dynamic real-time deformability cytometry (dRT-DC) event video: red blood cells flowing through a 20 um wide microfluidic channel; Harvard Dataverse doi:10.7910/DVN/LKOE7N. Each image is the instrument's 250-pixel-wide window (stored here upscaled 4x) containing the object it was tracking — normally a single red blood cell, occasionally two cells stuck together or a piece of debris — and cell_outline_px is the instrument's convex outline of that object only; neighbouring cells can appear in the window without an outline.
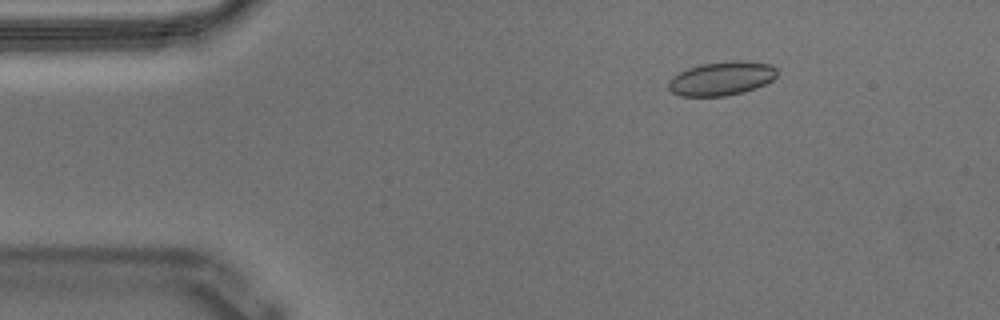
{"species": "Egyptian fruit bat (a non-hibernating species)", "species_latin": "Rousettus aegyptiacus", "temperature_condition": "warm", "stored_images_in_passage": 49, "camera_frame_rate_fps": 3000, "um_per_image_px": 0.085, "animal": {"sex": "male"}, "frame": {"image": 1, "passage_image": 1, "time_ms": 0.0, "image_size_px": [1000, 320], "cell_outline_px": [[776, 76], [772, 80], [756, 88], [744, 92], [724, 96], [680, 96], [672, 92], [668, 88], [668, 80], [672, 76], [688, 68], [700, 64], [732, 60], [744, 60], [772, 64], [776, 68]], "centroid_in_image_um": [61.33, 6.66], "position_along_channel_um": 23.7, "area_um2": 21.62}}
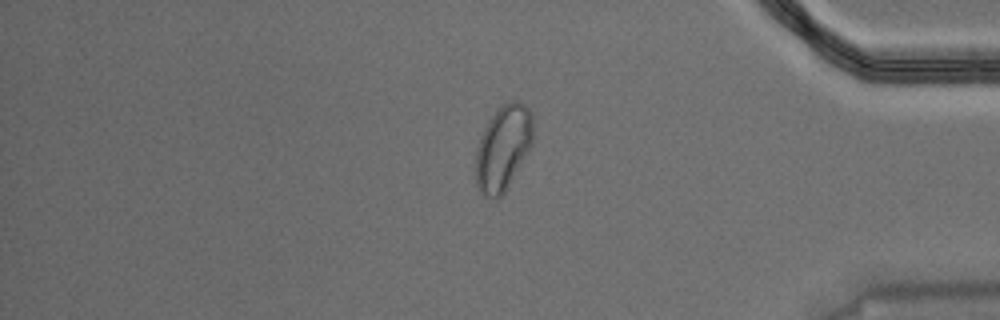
{"frame": {"image": 2, "passage_image": 40, "time_ms": 13.0, "image_size_px": [1000, 320], "cell_outline_px": [[532, 144], [504, 192], [496, 200], [484, 196], [480, 192], [476, 184], [476, 148], [480, 136], [488, 120], [496, 108], [508, 100], [516, 100], [524, 104], [532, 112]], "centroid_in_image_um": [42.74, 12.53], "position_along_channel_um": 392.5, "area_um2": 28.5}}
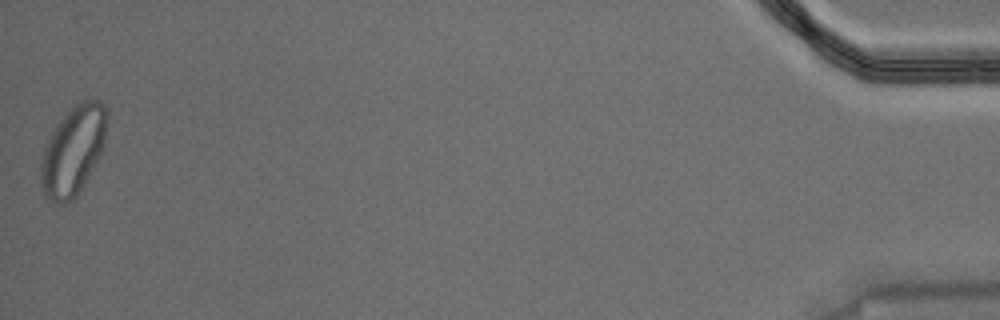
{"frame": {"image": 3, "passage_image": 49, "time_ms": 16.0, "image_size_px": [1000, 320], "cell_outline_px": [[108, 120], [104, 148], [100, 156], [76, 196], [72, 200], [64, 204], [60, 204], [44, 196], [40, 180], [40, 160], [44, 144], [56, 124], [80, 100], [100, 100], [108, 108]], "centroid_in_image_um": [6.22, 12.78], "position_along_channel_um": 429.0, "area_um2": 34.74}, "authors_computed_cell_mechanics": {"area_um2": 21.0392, "velocity_mm_per_s": 3.5342, "shape_relaxation_time_tau1_ms": null, "shape_relaxation_time_tau2_ms": 1.3776, "deformation_change_tau1": null, "deformation_change_tau2": 0.0493}}